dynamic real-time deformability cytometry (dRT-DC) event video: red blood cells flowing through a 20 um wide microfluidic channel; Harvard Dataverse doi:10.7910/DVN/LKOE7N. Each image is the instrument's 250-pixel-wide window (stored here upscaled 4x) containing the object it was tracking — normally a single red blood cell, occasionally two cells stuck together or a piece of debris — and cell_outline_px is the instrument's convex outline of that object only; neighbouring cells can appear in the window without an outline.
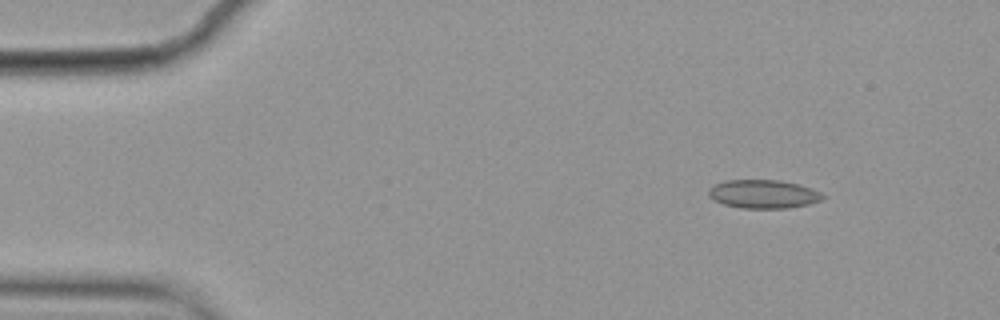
{"species": "common noctule bat (a hibernating species)", "species_latin": "Nyctalus noctula", "temperature_condition": "cold", "stored_images_in_passage": 4, "camera_frame_rate_fps": 3000, "um_per_image_px": 0.085, "animal": {"sex": "female", "body_mass_g": 19.9}, "frame": {"image": 1, "passage_image": 1, "time_ms": 0.0, "image_size_px": [1000, 320], "cell_outline_px": [[824, 196], [820, 200], [808, 204], [788, 208], [740, 208], [724, 204], [708, 196], [708, 188], [724, 180], [780, 180], [812, 188], [820, 192]], "centroid_in_image_um": [64.86, 16.49], "position_along_channel_um": 20.1, "area_um2": 18.84}}
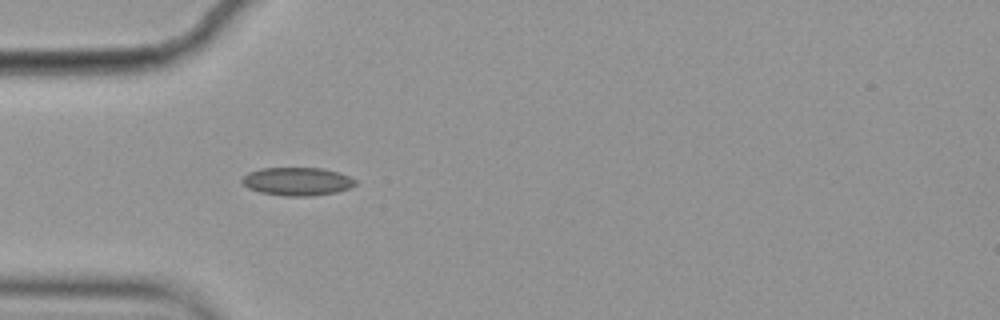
{"frame": {"image": 2, "passage_image": 4, "time_ms": 1.0, "image_size_px": [1000, 320], "cell_outline_px": [[356, 184], [348, 188], [336, 192], [312, 196], [284, 196], [260, 192], [248, 188], [240, 180], [248, 172], [260, 168], [324, 168], [340, 172], [356, 180]], "centroid_in_image_um": [25.26, 15.41], "position_along_channel_um": 59.7, "area_um2": 18.67}}